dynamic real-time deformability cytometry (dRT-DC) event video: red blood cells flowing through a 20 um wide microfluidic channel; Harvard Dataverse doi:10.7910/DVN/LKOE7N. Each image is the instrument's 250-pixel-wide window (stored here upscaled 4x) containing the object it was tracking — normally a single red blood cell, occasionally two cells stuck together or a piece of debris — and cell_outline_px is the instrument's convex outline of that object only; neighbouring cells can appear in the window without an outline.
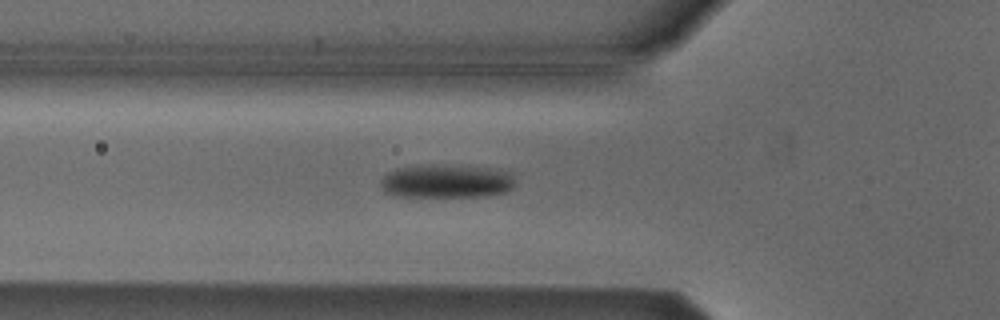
{"species": "Egyptian fruit bat (a non-hibernating species)", "species_latin": "Rousettus aegyptiacus", "temperature_condition": "cold", "stored_images_in_passage": 43, "camera_frame_rate_fps": 3000, "um_per_image_px": 0.085, "animal": {"sex": "male"}, "frame": {"image": 1, "passage_image": 15, "time_ms": 4.667, "image_size_px": [1000, 320], "cell_outline_px": [[512, 188], [504, 192], [484, 196], [396, 196], [384, 192], [380, 184], [380, 180], [388, 172], [396, 168], [428, 164], [432, 164], [500, 168], [512, 172]], "centroid_in_image_um": [37.93, 15.38], "position_along_channel_um": 87.9, "area_um2": 26.47}}
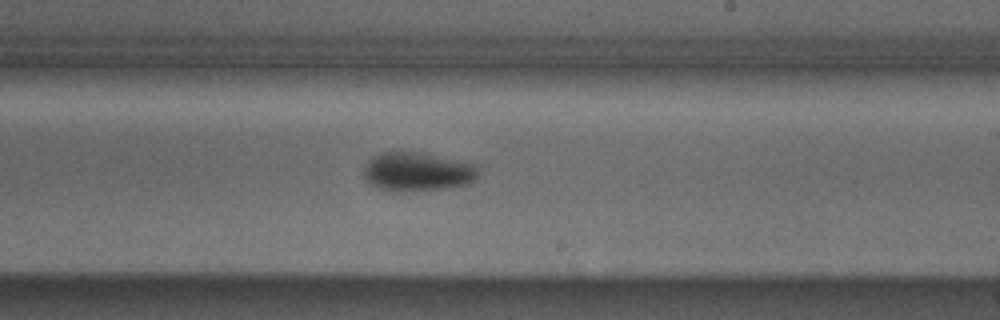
{"frame": {"image": 2, "passage_image": 28, "time_ms": 9.0, "image_size_px": [1000, 320], "cell_outline_px": [[476, 176], [468, 184], [448, 188], [400, 192], [376, 188], [368, 184], [364, 176], [364, 168], [372, 156], [384, 152], [420, 152], [476, 164]], "centroid_in_image_um": [35.43, 14.61], "position_along_channel_um": 253.6, "area_um2": 25.89}}
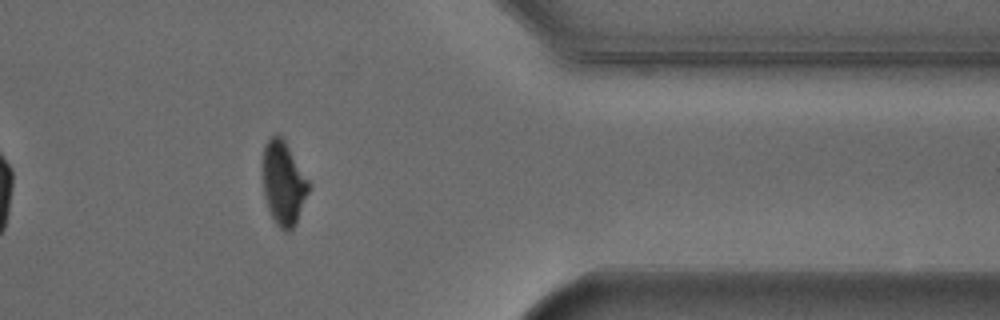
{"frame": {"image": 3, "passage_image": 40, "time_ms": 13.0, "image_size_px": [1000, 320], "cell_outline_px": [[308, 192], [296, 224], [288, 232], [284, 232], [272, 220], [268, 208], [264, 192], [264, 144], [276, 132], [284, 140], [308, 180]], "centroid_in_image_um": [24.09, 15.61], "position_along_channel_um": 387.3, "area_um2": 21.91}}